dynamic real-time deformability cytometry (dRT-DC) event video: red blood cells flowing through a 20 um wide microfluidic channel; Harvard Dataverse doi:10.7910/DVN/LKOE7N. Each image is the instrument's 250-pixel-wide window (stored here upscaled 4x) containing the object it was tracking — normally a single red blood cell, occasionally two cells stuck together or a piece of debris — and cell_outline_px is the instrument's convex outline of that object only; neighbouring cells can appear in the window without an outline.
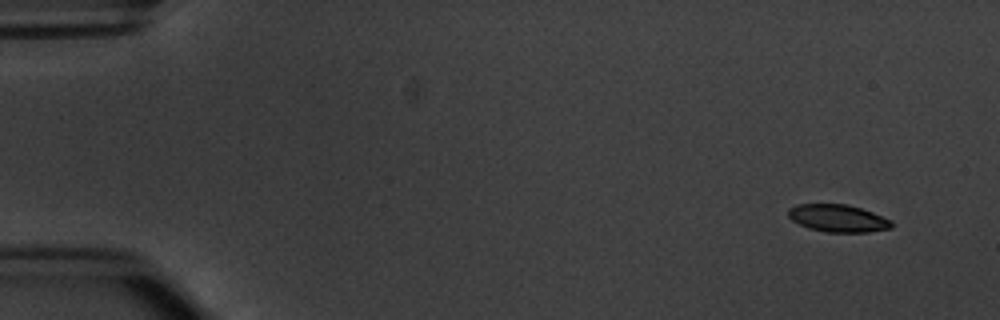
{"species": "common noctule bat (a hibernating species)", "species_latin": "Nyctalus noctula", "temperature_condition": "warm", "stored_images_in_passage": 9, "camera_frame_rate_fps": 3000, "um_per_image_px": 0.085, "animal": {"sex": "male", "body_mass_g": 20.1, "forearm_length_mm": 53.5}, "frame": {"image": 1, "passage_image": 1, "time_ms": 0.0, "image_size_px": [1000, 320], "cell_outline_px": [[892, 228], [868, 232], [824, 232], [808, 228], [792, 220], [788, 216], [788, 208], [796, 204], [848, 204], [872, 212], [892, 220]], "centroid_in_image_um": [71.21, 18.55], "position_along_channel_um": 13.8, "area_um2": 16.59}}
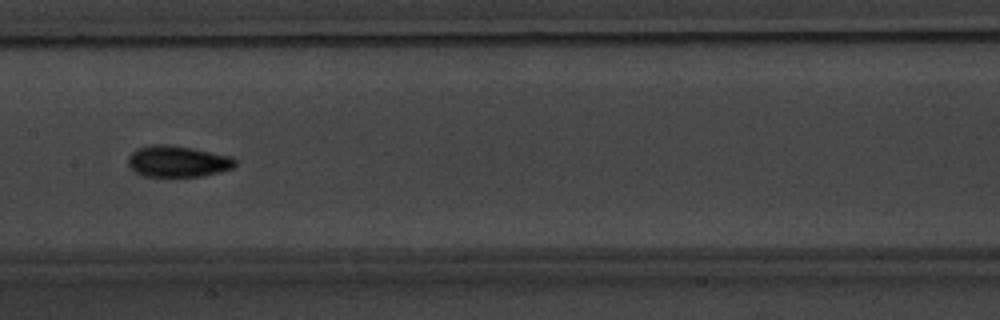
{"frame": {"image": 2, "passage_image": 8, "time_ms": 8.0, "image_size_px": [1000, 320], "cell_outline_px": [[236, 164], [232, 168], [220, 172], [200, 176], [144, 176], [136, 172], [128, 164], [128, 156], [136, 148], [152, 144], [168, 144], [192, 148], [232, 156], [236, 160]], "centroid_in_image_um": [15.1, 13.7], "position_along_channel_um": 192.3, "area_um2": 19.54}}
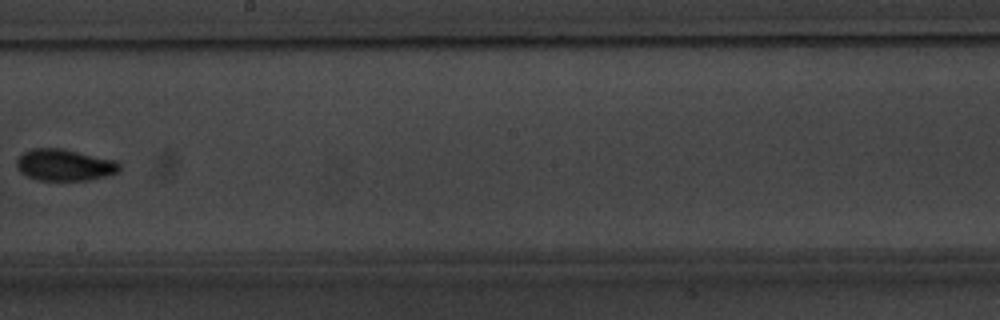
{"frame": {"image": 3, "passage_image": 9, "time_ms": 9.333, "image_size_px": [1000, 320], "cell_outline_px": [[120, 172], [92, 180], [36, 180], [20, 172], [16, 168], [16, 160], [24, 152], [32, 148], [64, 148], [116, 160], [120, 164]], "centroid_in_image_um": [5.5, 14.02], "position_along_channel_um": 242.7, "area_um2": 19.25}}